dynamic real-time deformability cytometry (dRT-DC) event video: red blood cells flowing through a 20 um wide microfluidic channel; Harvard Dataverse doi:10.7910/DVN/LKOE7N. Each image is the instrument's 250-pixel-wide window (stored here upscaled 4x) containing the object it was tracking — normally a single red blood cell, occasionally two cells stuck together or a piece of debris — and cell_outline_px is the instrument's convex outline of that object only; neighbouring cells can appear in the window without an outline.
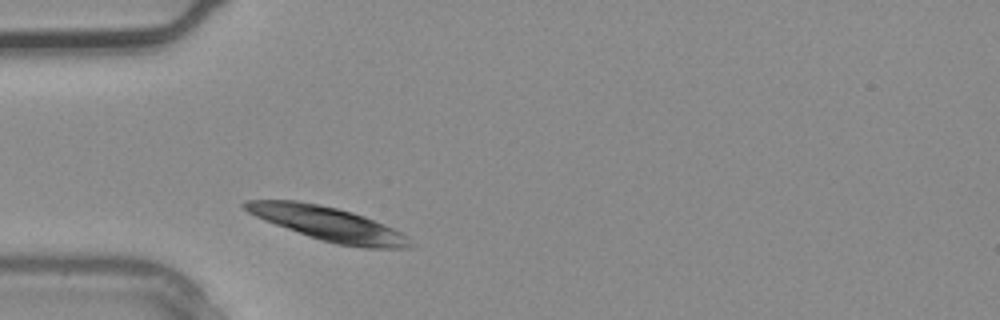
{"species": "common noctule bat (a hibernating species)", "species_latin": "Nyctalus noctula", "temperature_condition": "warm", "stored_images_in_passage": 1, "camera_frame_rate_fps": 3000, "um_per_image_px": 0.085, "animal": {"sex": "male", "body_mass_g": 20.4}, "frame": {"image": 1, "passage_image": 1, "time_ms": 0.0, "image_size_px": [1000, 320], "cell_outline_px": [[416, 244], [408, 248], [364, 248], [336, 244], [320, 240], [308, 236], [264, 220], [248, 212], [240, 204], [244, 200], [296, 200], [320, 204], [352, 212], [364, 216], [384, 224], [408, 236]], "centroid_in_image_um": [27.91, 19.03], "position_along_channel_um": 57.1, "area_um2": 32.71}}